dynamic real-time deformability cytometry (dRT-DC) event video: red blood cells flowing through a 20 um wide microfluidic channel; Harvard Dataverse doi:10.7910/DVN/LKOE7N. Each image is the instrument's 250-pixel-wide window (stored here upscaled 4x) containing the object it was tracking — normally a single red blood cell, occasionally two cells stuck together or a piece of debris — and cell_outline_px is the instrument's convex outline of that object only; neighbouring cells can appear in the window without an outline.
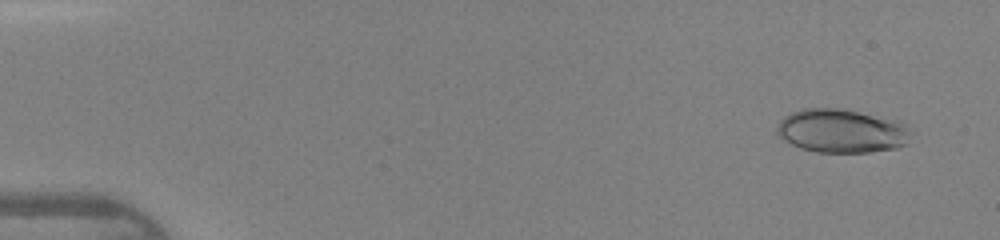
{"species": "human", "species_latin": "Homo sapiens", "temperature_condition": "warm", "stored_images_in_passage": 46, "camera_frame_rate_fps": 3000, "um_per_image_px": 0.085, "donor": {"sex": "female"}, "frame": {"image": 1, "passage_image": 3, "time_ms": 0.667, "image_size_px": [1000, 240], "cell_outline_px": [[908, 144], [896, 148], [872, 152], [816, 152], [800, 148], [776, 136], [776, 128], [780, 120], [784, 116], [800, 108], [844, 108], [900, 120], [908, 124]], "centroid_in_image_um": [71.53, 11.11], "position_along_channel_um": 13.5, "area_um2": 34.68}}
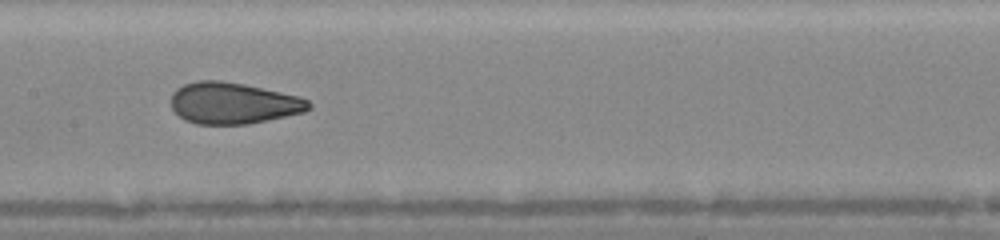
{"frame": {"image": 2, "passage_image": 24, "time_ms": 7.667, "image_size_px": [1000, 240], "cell_outline_px": [[312, 108], [304, 112], [248, 124], [196, 124], [184, 120], [172, 108], [172, 92], [176, 88], [184, 84], [196, 80], [220, 80], [244, 84], [300, 96], [308, 100], [312, 104]], "centroid_in_image_um": [19.83, 8.76], "position_along_channel_um": 187.6, "area_um2": 33.35}}
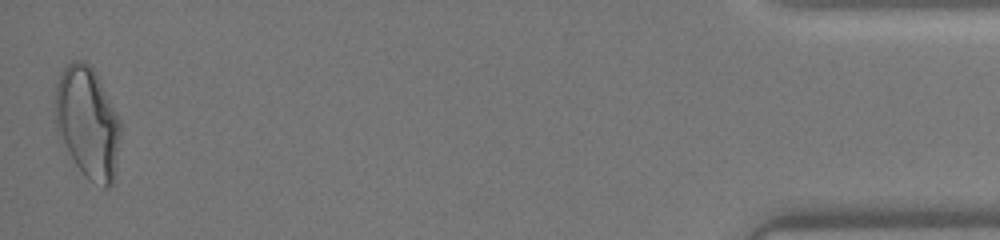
{"frame": {"image": 3, "passage_image": 46, "time_ms": 15.0, "image_size_px": [1000, 240], "cell_outline_px": [[120, 136], [112, 184], [108, 188], [104, 188], [88, 180], [76, 164], [56, 132], [56, 84], [60, 72], [72, 60], [84, 60], [96, 72], [120, 120]], "centroid_in_image_um": [7.44, 10.4], "position_along_channel_um": 427.8, "area_um2": 42.08}, "authors_computed_cell_mechanics": {"area_um2": 33.5818, "velocity_mm_per_s": 4.3736, "shape_relaxation_time_tau1_ms": 6.1004, "shape_relaxation_time_tau2_ms": 0.7046, "deformation_change_tau1": 0.2029, "deformation_change_tau2": 0.0628}}